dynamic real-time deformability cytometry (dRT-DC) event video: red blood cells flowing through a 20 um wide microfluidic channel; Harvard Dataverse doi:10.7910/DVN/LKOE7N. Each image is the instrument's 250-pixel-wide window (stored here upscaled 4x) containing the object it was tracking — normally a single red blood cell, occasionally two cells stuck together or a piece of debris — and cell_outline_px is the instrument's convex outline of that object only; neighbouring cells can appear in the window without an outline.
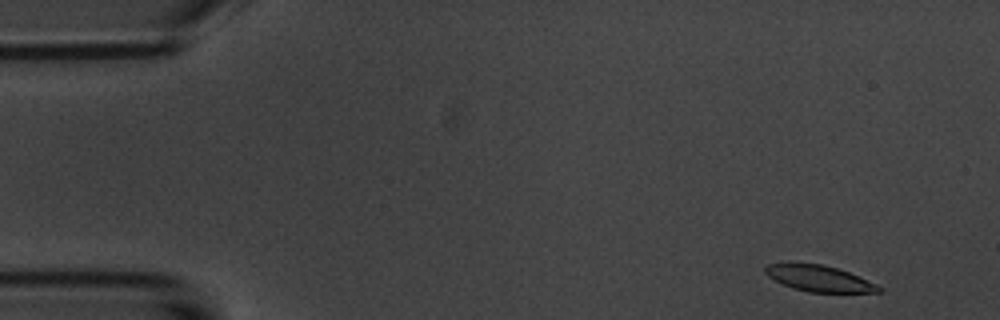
{"species": "common noctule bat (a hibernating species)", "species_latin": "Nyctalus noctula", "temperature_condition": "room temperature", "stored_images_in_passage": 4, "camera_frame_rate_fps": 3000, "um_per_image_px": 0.085, "animal": {"sex": "male", "body_mass_g": 20.1, "forearm_length_mm": 53.5}, "frame": {"image": 1, "passage_image": 1, "time_ms": 0.0, "image_size_px": [1000, 320], "cell_outline_px": [[884, 292], [808, 292], [792, 288], [768, 276], [764, 272], [764, 268], [768, 264], [788, 260], [820, 264], [836, 268], [848, 272], [876, 284], [884, 288]], "centroid_in_image_um": [69.56, 23.63], "position_along_channel_um": 15.4, "area_um2": 17.63}}
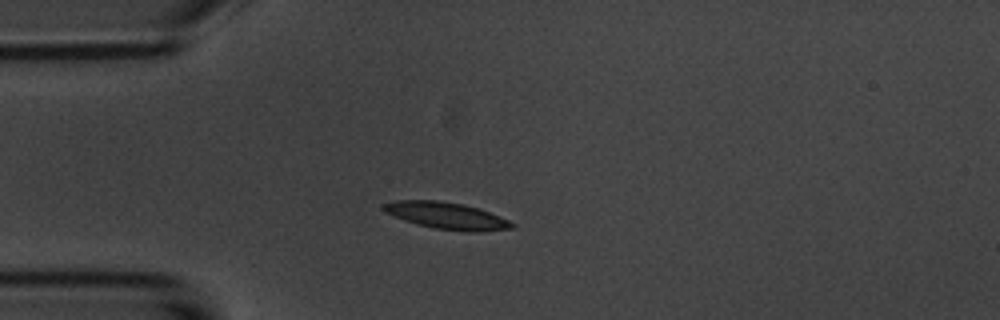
{"frame": {"image": 2, "passage_image": 4, "time_ms": 3.333, "image_size_px": [1000, 320], "cell_outline_px": [[516, 228], [480, 232], [464, 232], [432, 228], [416, 224], [404, 220], [384, 212], [380, 208], [384, 204], [396, 200], [436, 200], [464, 204], [500, 216], [516, 224]], "centroid_in_image_um": [37.97, 18.35], "position_along_channel_um": 47.0, "area_um2": 20.29}}